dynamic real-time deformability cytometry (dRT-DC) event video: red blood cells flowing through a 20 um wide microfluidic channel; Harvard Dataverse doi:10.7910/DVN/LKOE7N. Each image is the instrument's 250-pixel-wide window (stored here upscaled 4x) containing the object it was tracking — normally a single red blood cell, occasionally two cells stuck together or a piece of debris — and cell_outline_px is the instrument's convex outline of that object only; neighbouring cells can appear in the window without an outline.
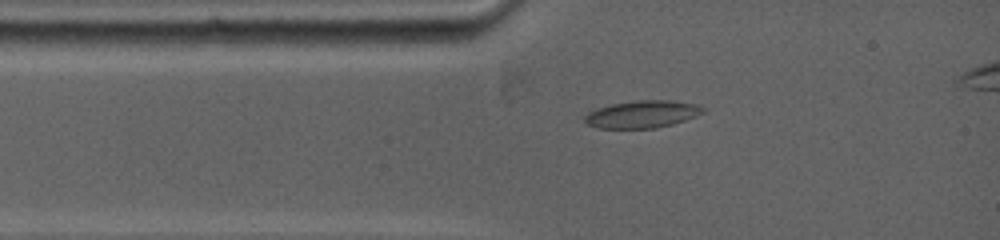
{"species": "common noctule bat (a hibernating species)", "species_latin": "Nyctalus noctula", "temperature_condition": "warm", "stored_images_in_passage": 23, "camera_frame_rate_fps": 5000, "um_per_image_px": 0.085, "animal": {"sex": "female", "body_mass_g": 19.0, "forearm_length_mm": 53.3}, "frame": {"image": 1, "passage_image": 3, "time_ms": 1.2, "image_size_px": [1000, 240], "cell_outline_px": [[708, 108], [704, 112], [696, 116], [672, 124], [656, 128], [596, 128], [588, 124], [584, 120], [584, 116], [588, 112], [596, 108], [612, 104], [636, 100], [672, 100], [700, 104]], "centroid_in_image_um": [54.63, 9.69], "position_along_channel_um": 30.4, "area_um2": 19.07}}
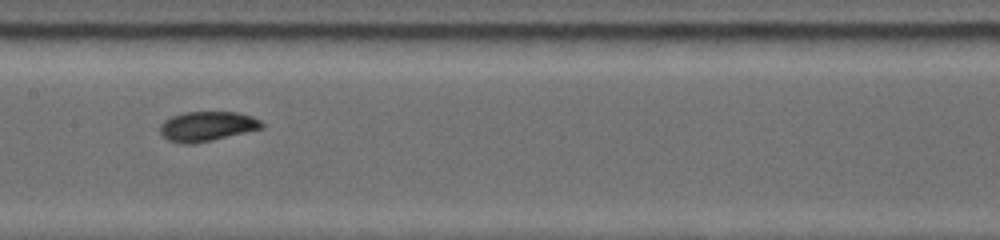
{"frame": {"image": 2, "passage_image": 10, "time_ms": 5.4, "image_size_px": [1000, 240], "cell_outline_px": [[264, 128], [212, 140], [188, 144], [168, 140], [160, 132], [160, 124], [164, 120], [172, 116], [184, 112], [236, 112], [252, 116], [260, 120], [264, 124]], "centroid_in_image_um": [17.62, 10.72], "position_along_channel_um": 189.8, "area_um2": 17.51}}
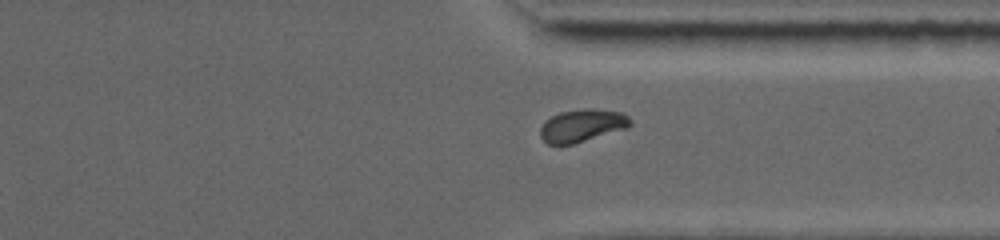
{"frame": {"image": 3, "passage_image": 18, "time_ms": 9.8, "image_size_px": [1000, 240], "cell_outline_px": [[632, 124], [628, 128], [572, 144], [548, 144], [540, 136], [540, 128], [544, 120], [560, 112], [584, 108], [624, 112], [632, 120]], "centroid_in_image_um": [49.5, 10.66], "position_along_channel_um": 361.9, "area_um2": 17.17}, "authors_computed_cell_mechanics": {"area_um2": 17.2822, "velocity_mm_per_s": 3.9075, "shape_relaxation_time_tau1_ms": 6.6206, "shape_relaxation_time_tau2_ms": 1.3881, "deformation_change_tau1": 0.1386, "deformation_change_tau2": 0.0356}}